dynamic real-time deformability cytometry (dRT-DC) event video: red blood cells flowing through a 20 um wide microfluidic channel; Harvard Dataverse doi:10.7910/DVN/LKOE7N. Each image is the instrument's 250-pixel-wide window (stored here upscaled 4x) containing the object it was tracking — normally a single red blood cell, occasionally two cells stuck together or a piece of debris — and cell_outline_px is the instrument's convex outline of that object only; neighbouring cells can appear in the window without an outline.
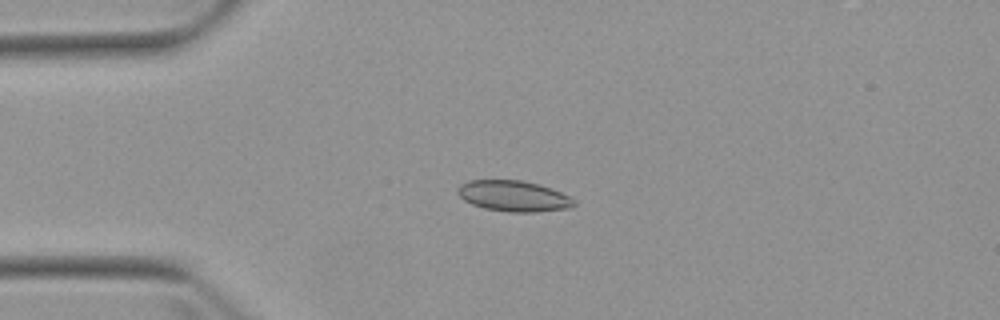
{"species": "Egyptian fruit bat (a non-hibernating species)", "species_latin": "Rousettus aegyptiacus", "temperature_condition": "warm", "stored_images_in_passage": 5, "camera_frame_rate_fps": 3000, "um_per_image_px": 0.085, "animal": {"sex": "female"}, "frame": {"image": 1, "passage_image": 4, "time_ms": 3.667, "image_size_px": [1000, 320], "cell_outline_px": [[576, 204], [568, 208], [536, 212], [508, 212], [484, 208], [472, 204], [464, 200], [456, 192], [456, 188], [460, 184], [468, 180], [520, 180], [540, 184], [552, 188], [576, 200]], "centroid_in_image_um": [43.64, 16.66], "position_along_channel_um": 41.4, "area_um2": 21.04}}